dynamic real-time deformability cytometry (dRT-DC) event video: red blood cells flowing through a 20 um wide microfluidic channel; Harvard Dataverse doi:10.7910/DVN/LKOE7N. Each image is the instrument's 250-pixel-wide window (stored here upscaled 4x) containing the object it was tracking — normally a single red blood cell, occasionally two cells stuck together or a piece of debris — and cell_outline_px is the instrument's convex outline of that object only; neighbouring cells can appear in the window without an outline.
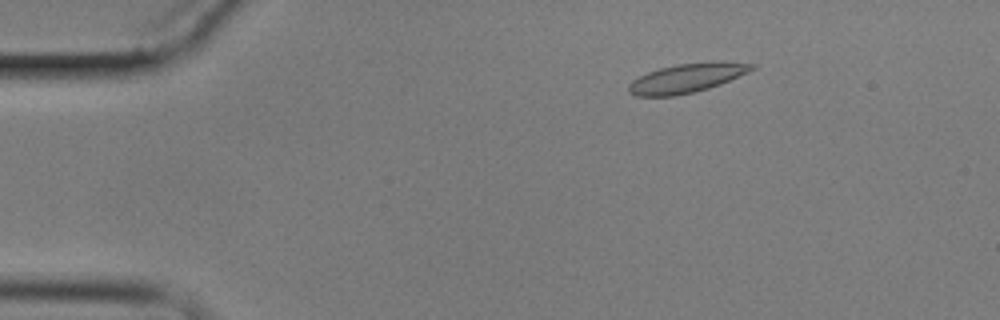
{"species": "common noctule bat (a hibernating species)", "species_latin": "Nyctalus noctula", "temperature_condition": "cold", "stored_images_in_passage": 5, "camera_frame_rate_fps": 3000, "um_per_image_px": 0.085, "animal": {"sex": "male", "body_mass_g": 17.9}, "frame": {"image": 1, "passage_image": 3, "time_ms": 2.333, "image_size_px": [1000, 320], "cell_outline_px": [[756, 68], [748, 72], [720, 84], [696, 92], [672, 96], [636, 96], [628, 92], [628, 84], [632, 80], [648, 72], [660, 68], [676, 64], [756, 64]], "centroid_in_image_um": [58.25, 6.7], "position_along_channel_um": 26.7, "area_um2": 19.94}}
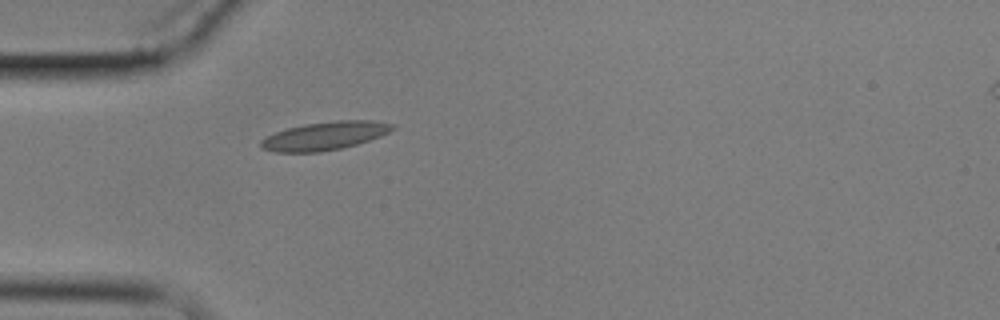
{"frame": {"image": 2, "passage_image": 5, "time_ms": 5.0, "image_size_px": [1000, 320], "cell_outline_px": [[396, 128], [380, 136], [356, 144], [340, 148], [320, 152], [276, 152], [260, 148], [260, 140], [276, 132], [288, 128], [304, 124], [340, 120], [372, 120], [396, 124]], "centroid_in_image_um": [27.62, 11.54], "position_along_channel_um": 57.4, "area_um2": 21.56}}